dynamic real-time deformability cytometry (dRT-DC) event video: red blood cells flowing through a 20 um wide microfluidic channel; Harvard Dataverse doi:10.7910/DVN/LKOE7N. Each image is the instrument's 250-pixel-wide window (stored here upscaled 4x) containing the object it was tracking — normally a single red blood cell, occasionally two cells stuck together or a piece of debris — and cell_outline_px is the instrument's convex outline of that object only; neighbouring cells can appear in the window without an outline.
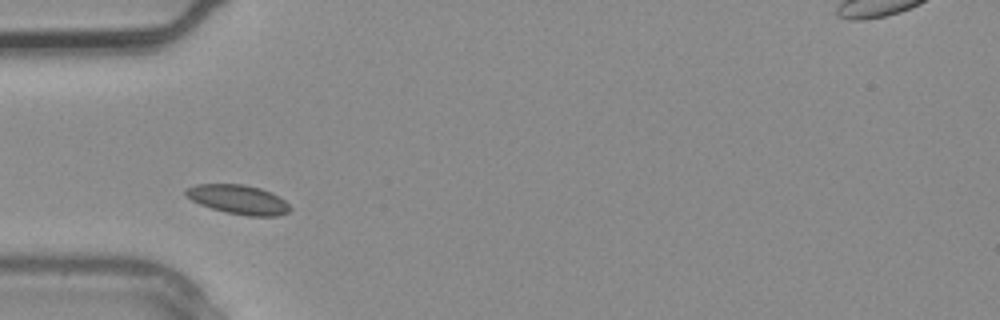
{"species": "common noctule bat (a hibernating species)", "species_latin": "Nyctalus noctula", "temperature_condition": "warm", "stored_images_in_passage": 3, "camera_frame_rate_fps": 3000, "um_per_image_px": 0.085, "animal": {"sex": "male", "body_mass_g": 20.4}, "frame": {"image": 1, "passage_image": 3, "time_ms": 0.667, "image_size_px": [1000, 320], "cell_outline_px": [[292, 208], [288, 212], [276, 216], [248, 216], [228, 212], [212, 208], [200, 204], [184, 196], [184, 192], [188, 188], [196, 184], [244, 184], [260, 188], [272, 192], [280, 196]], "centroid_in_image_um": [20.27, 16.95], "position_along_channel_um": 64.7, "area_um2": 17.74}}